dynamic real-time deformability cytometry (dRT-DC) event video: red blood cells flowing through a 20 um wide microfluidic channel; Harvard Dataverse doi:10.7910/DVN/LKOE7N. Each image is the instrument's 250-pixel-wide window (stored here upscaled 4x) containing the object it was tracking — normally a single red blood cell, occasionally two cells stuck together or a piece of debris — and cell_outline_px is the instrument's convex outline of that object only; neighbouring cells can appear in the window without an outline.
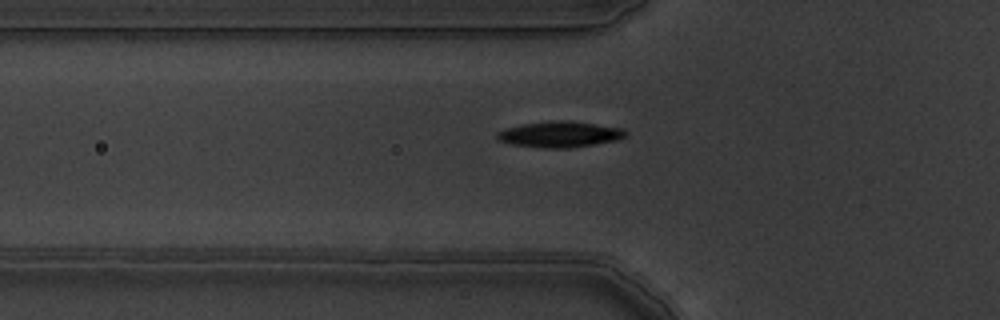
{"species": "common noctule bat (a hibernating species)", "species_latin": "Nyctalus noctula", "temperature_condition": "warm", "stored_images_in_passage": 3, "camera_frame_rate_fps": 3000, "um_per_image_px": 0.085, "animal": {"sex": "male", "body_mass_g": 19.5, "forearm_length_mm": 54.6}, "frame": {"image": 1, "passage_image": 3, "time_ms": 0.667, "image_size_px": [1000, 320], "cell_outline_px": [[628, 132], [624, 136], [616, 140], [568, 148], [544, 148], [512, 144], [500, 140], [496, 136], [496, 132], [504, 128], [524, 124], [548, 120], [572, 120], [624, 128]], "centroid_in_image_um": [47.58, 11.39], "position_along_channel_um": 78.2, "area_um2": 19.48}}